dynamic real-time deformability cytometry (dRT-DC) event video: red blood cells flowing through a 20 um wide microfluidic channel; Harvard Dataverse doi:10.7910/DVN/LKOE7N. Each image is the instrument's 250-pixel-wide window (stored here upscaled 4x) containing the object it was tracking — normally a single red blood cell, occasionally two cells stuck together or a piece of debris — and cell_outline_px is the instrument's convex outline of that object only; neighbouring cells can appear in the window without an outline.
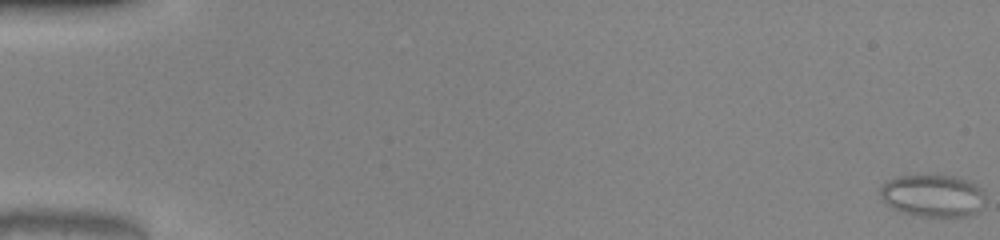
{"species": "common noctule bat (a hibernating species)", "species_latin": "Nyctalus noctula", "temperature_condition": "warm", "stored_images_in_passage": 8, "camera_frame_rate_fps": 3000, "um_per_image_px": 0.085, "animal": {"sex": "male", "body_mass_g": 20.0, "forearm_length_mm": 53.3}, "frame": {"image": 1, "passage_image": 1, "time_ms": 0.0, "image_size_px": [1000, 240], "cell_outline_px": [[984, 204], [976, 212], [964, 216], [920, 216], [904, 212], [884, 204], [880, 196], [880, 188], [888, 180], [896, 176], [952, 176], [968, 180], [976, 184], [984, 192]], "centroid_in_image_um": [79.28, 16.63], "position_along_channel_um": 5.7, "area_um2": 25.72}}